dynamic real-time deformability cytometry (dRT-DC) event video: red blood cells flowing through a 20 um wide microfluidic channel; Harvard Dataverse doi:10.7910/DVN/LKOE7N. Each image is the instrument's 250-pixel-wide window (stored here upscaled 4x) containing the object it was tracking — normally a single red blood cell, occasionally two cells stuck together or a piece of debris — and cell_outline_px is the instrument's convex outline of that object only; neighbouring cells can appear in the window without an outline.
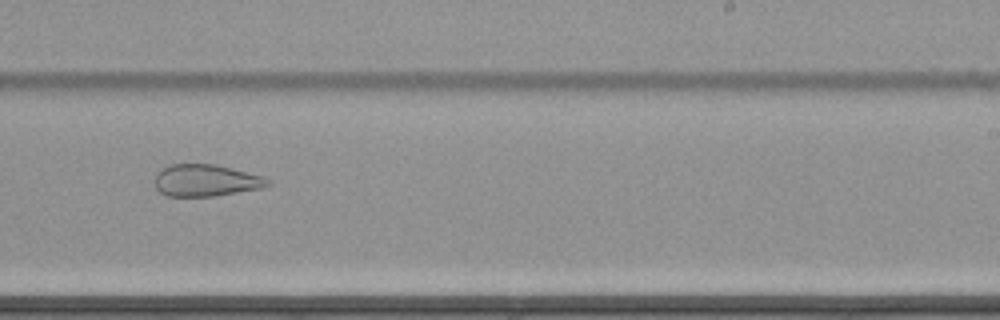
{"species": "common noctule bat (a hibernating species)", "species_latin": "Nyctalus noctula", "temperature_condition": "cold", "stored_images_in_passage": 36, "camera_frame_rate_fps": 3000, "um_per_image_px": 0.085, "animal": {"sex": "female", "body_mass_g": 22.7, "forearm_length_mm": 54.2}, "frame": {"image": 1, "passage_image": 21, "time_ms": 6.667, "image_size_px": [1000, 320], "cell_outline_px": [[272, 184], [260, 188], [216, 196], [168, 196], [160, 192], [156, 188], [152, 180], [156, 172], [172, 164], [216, 164], [264, 176], [272, 180]], "centroid_in_image_um": [17.5, 15.33], "position_along_channel_um": 271.5, "area_um2": 21.27}}